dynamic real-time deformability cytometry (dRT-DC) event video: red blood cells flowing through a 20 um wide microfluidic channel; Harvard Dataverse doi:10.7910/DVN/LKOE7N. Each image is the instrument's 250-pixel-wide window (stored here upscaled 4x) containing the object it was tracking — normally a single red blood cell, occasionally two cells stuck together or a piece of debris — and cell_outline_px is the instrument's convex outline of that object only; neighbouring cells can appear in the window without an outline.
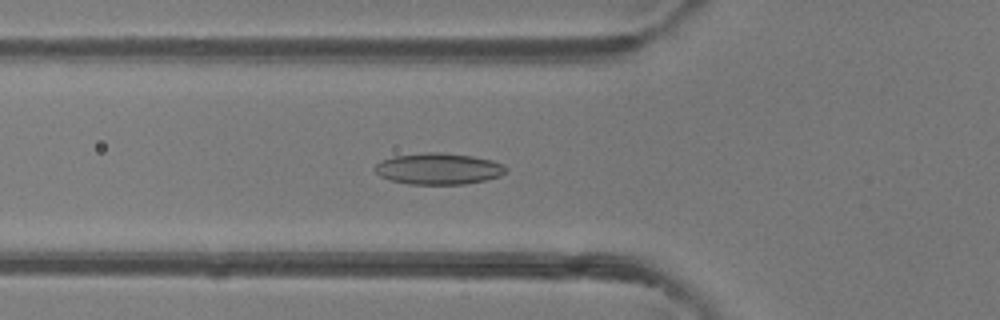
{"species": "common noctule bat (a hibernating species)", "species_latin": "Nyctalus noctula", "temperature_condition": "room temperature", "stored_images_in_passage": 28, "camera_frame_rate_fps": 3000, "um_per_image_px": 0.085, "animal": {"sex": "female"}, "frame": {"image": 1, "passage_image": 3, "time_ms": 0.667, "image_size_px": [1000, 320], "cell_outline_px": [[508, 168], [500, 176], [484, 180], [464, 184], [408, 184], [392, 180], [380, 176], [372, 168], [380, 160], [392, 156], [424, 152], [440, 152], [472, 156], [492, 160], [504, 164]], "centroid_in_image_um": [37.25, 14.33], "position_along_channel_um": 88.6, "area_um2": 24.04}}
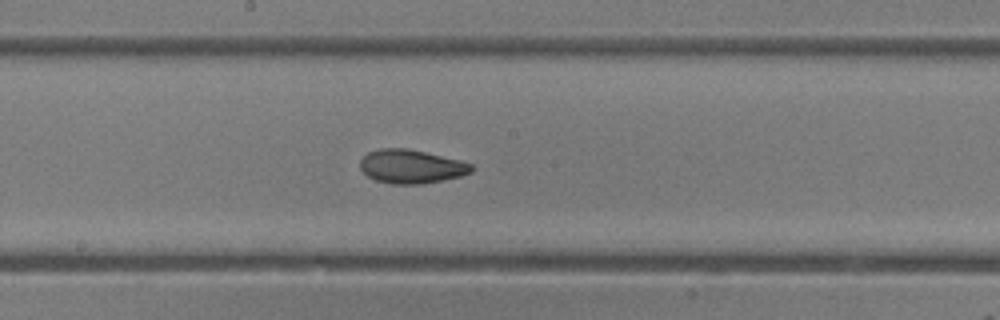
{"frame": {"image": 2, "passage_image": 12, "time_ms": 3.667, "image_size_px": [1000, 320], "cell_outline_px": [[472, 172], [460, 176], [444, 180], [420, 184], [392, 184], [376, 180], [368, 176], [360, 168], [360, 160], [368, 152], [380, 148], [408, 148], [460, 160], [472, 164]], "centroid_in_image_um": [34.95, 14.15], "position_along_channel_um": 213.3, "area_um2": 21.85}}
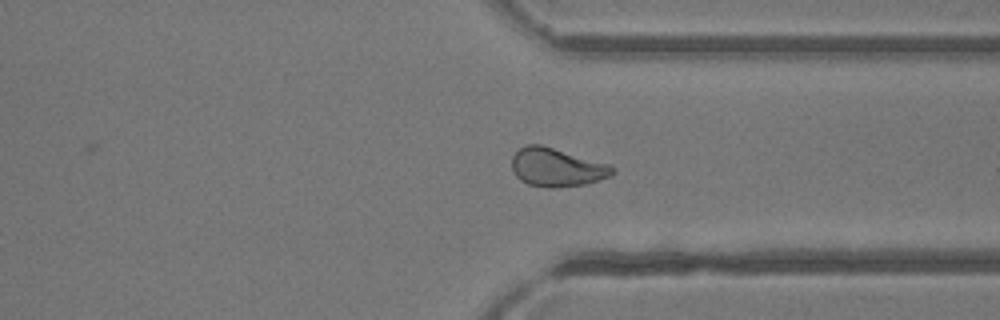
{"frame": {"image": 3, "passage_image": 23, "time_ms": 7.333, "image_size_px": [1000, 320], "cell_outline_px": [[616, 172], [612, 176], [584, 184], [556, 188], [548, 188], [528, 184], [520, 180], [516, 176], [512, 168], [512, 156], [520, 148], [528, 144], [540, 144], [608, 164]], "centroid_in_image_um": [47.3, 14.23], "position_along_channel_um": 364.1, "area_um2": 22.37}, "authors_computed_cell_mechanics": {"area_um2": 21.8484, "velocity_mm_per_s": 4.1296, "shape_relaxation_time_tau1_ms": 7.9059, "shape_relaxation_time_tau2_ms": 2.8411, "deformation_change_tau1": 0.1873, "deformation_change_tau2": 0.0833}}